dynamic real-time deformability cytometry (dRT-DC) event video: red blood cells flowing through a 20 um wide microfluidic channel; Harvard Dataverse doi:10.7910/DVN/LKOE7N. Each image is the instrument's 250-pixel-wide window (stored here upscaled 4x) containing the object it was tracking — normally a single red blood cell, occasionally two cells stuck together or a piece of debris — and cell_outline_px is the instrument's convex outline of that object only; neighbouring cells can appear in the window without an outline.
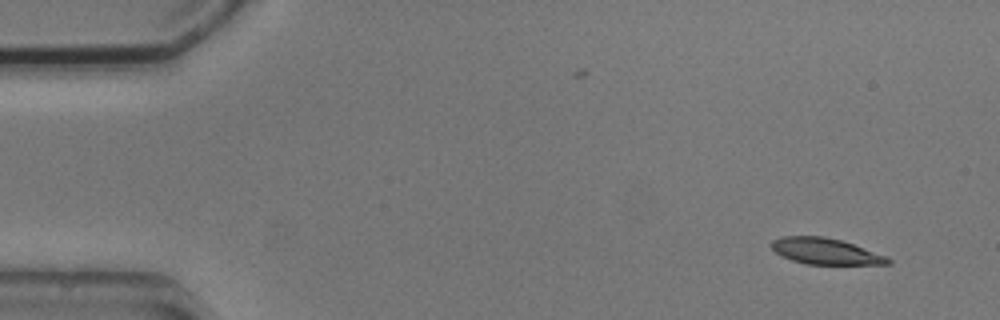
{"species": "common noctule bat (a hibernating species)", "species_latin": "Nyctalus noctula", "temperature_condition": "cold", "stored_images_in_passage": 3, "camera_frame_rate_fps": 3000, "um_per_image_px": 0.085, "animal": {"sex": "male", "body_mass_g": 20.5, "forearm_length_mm": 52.5}, "frame": {"image": 1, "passage_image": 1, "time_ms": 0.0, "image_size_px": [1000, 320], "cell_outline_px": [[892, 264], [808, 264], [792, 260], [776, 252], [772, 248], [772, 240], [780, 236], [824, 236], [840, 240], [888, 256], [892, 260]], "centroid_in_image_um": [70.19, 21.35], "position_along_channel_um": 14.8, "area_um2": 17.57}}